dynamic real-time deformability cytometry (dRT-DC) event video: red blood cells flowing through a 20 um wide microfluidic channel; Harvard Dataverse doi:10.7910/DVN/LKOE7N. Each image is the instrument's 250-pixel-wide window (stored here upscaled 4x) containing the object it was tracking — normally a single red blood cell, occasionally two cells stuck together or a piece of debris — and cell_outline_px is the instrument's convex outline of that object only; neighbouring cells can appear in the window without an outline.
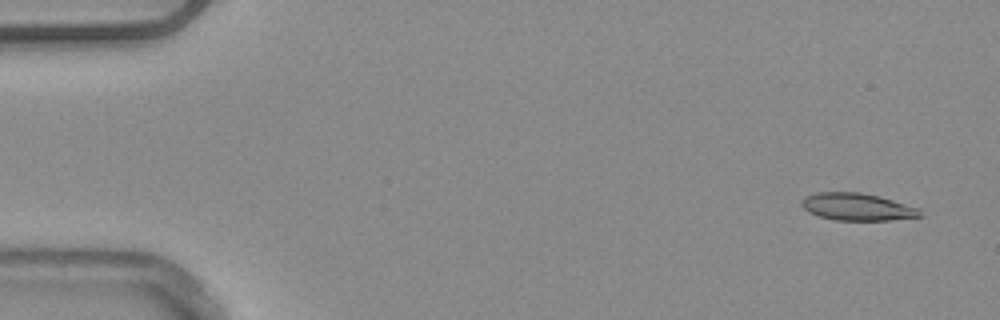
{"species": "common noctule bat (a hibernating species)", "species_latin": "Nyctalus noctula", "temperature_condition": "warm", "stored_images_in_passage": 13, "camera_frame_rate_fps": 3000, "um_per_image_px": 0.085, "animal": {"sex": "male", "body_mass_g": 20.4}, "frame": {"image": 1, "passage_image": 1, "time_ms": 0.0, "image_size_px": [1000, 320], "cell_outline_px": [[924, 216], [892, 220], [836, 220], [820, 216], [808, 212], [800, 204], [800, 200], [804, 196], [816, 192], [860, 192], [880, 196], [920, 208]], "centroid_in_image_um": [72.87, 17.57], "position_along_channel_um": 12.1, "area_um2": 19.07}}